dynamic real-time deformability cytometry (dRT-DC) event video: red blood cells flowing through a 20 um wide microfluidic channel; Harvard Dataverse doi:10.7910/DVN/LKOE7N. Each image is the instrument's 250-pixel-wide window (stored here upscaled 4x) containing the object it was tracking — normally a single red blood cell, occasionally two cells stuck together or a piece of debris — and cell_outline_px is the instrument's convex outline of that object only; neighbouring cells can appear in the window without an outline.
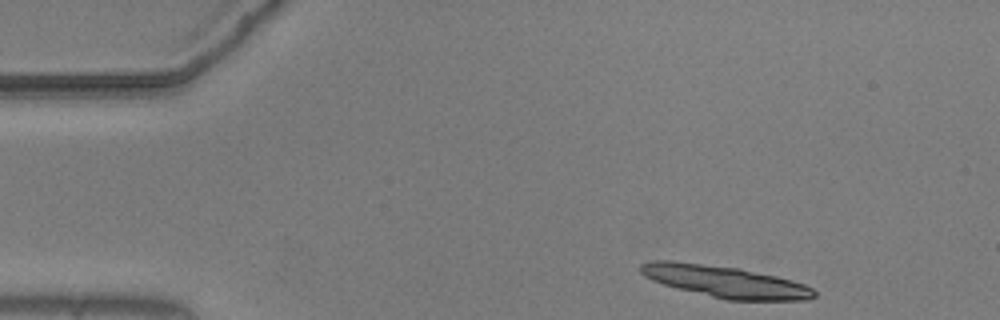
{"species": "common noctule bat (a hibernating species)", "species_latin": "Nyctalus noctula", "temperature_condition": "warm", "stored_images_in_passage": 9, "camera_frame_rate_fps": 3000, "um_per_image_px": 0.085, "animal": {"sex": "male", "body_mass_g": 20.5, "forearm_length_mm": 52.5}, "frame": {"image": 1, "passage_image": 1, "time_ms": 0.0, "image_size_px": [1000, 320], "cell_outline_px": [[816, 296], [808, 300], [728, 300], [664, 284], [652, 280], [644, 276], [640, 272], [640, 264], [648, 260], [672, 260], [736, 268], [776, 276], [792, 280], [804, 284], [812, 288], [816, 292]], "centroid_in_image_um": [61.63, 23.92], "position_along_channel_um": 23.4, "area_um2": 31.67}}